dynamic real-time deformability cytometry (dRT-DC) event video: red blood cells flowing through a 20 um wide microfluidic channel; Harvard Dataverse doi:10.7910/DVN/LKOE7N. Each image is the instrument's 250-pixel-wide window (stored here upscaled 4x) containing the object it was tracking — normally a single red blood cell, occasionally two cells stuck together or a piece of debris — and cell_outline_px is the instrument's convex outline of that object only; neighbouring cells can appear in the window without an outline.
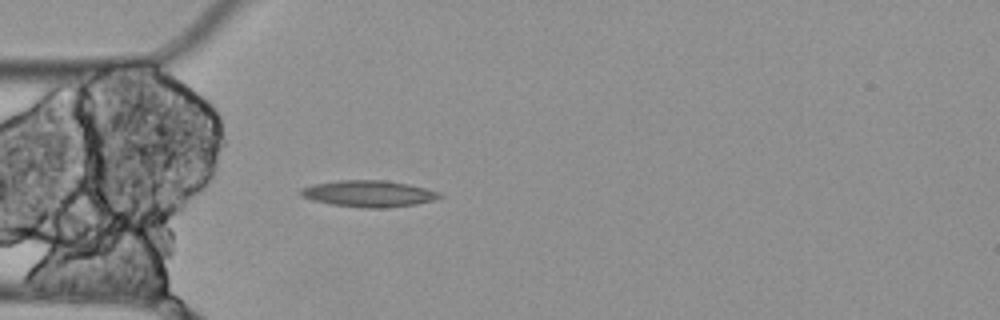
{"species": "Egyptian fruit bat (a non-hibernating species)", "species_latin": "Rousettus aegyptiacus", "temperature_condition": "cold", "stored_images_in_passage": 5, "camera_frame_rate_fps": 3000, "um_per_image_px": 0.085, "animal": {"sex": "female"}, "frame": {"image": 1, "passage_image": 5, "time_ms": 1.333, "image_size_px": [1000, 320], "cell_outline_px": [[444, 196], [432, 200], [416, 204], [388, 208], [364, 208], [332, 204], [312, 200], [300, 196], [300, 188], [312, 184], [336, 180], [384, 180], [408, 184], [440, 192]], "centroid_in_image_um": [31.31, 16.46], "position_along_channel_um": 53.7, "area_um2": 21.5}}